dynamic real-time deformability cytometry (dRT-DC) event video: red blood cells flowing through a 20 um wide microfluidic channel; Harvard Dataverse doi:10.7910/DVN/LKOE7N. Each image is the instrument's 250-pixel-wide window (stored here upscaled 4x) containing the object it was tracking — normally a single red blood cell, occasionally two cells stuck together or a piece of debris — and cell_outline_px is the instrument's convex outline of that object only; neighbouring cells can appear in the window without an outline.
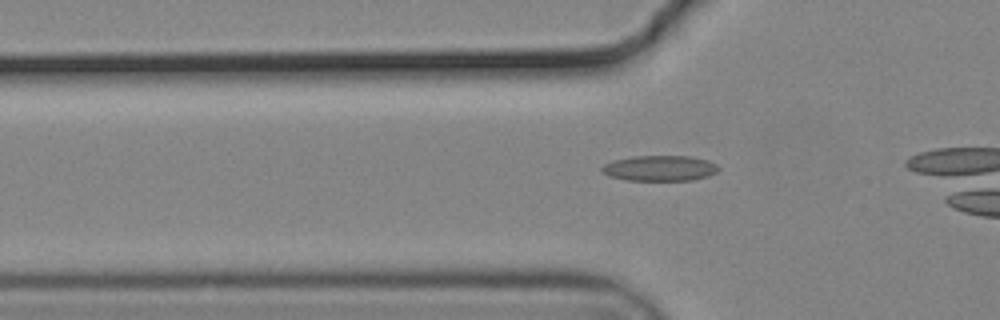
{"species": "common noctule bat (a hibernating species)", "species_latin": "Nyctalus noctula", "temperature_condition": "cold", "stored_images_in_passage": 32, "camera_frame_rate_fps": 3000, "um_per_image_px": 0.085, "animal": {"sex": "male", "body_mass_g": 19.2, "forearm_length_mm": 51.8}, "frame": {"image": 1, "passage_image": 13, "time_ms": 4.0, "image_size_px": [1000, 320], "cell_outline_px": [[720, 168], [716, 172], [708, 176], [692, 180], [624, 180], [608, 176], [600, 168], [604, 164], [612, 160], [632, 156], [692, 156], [708, 160], [716, 164]], "centroid_in_image_um": [56.07, 14.29], "position_along_channel_um": 69.7, "area_um2": 17.46}}
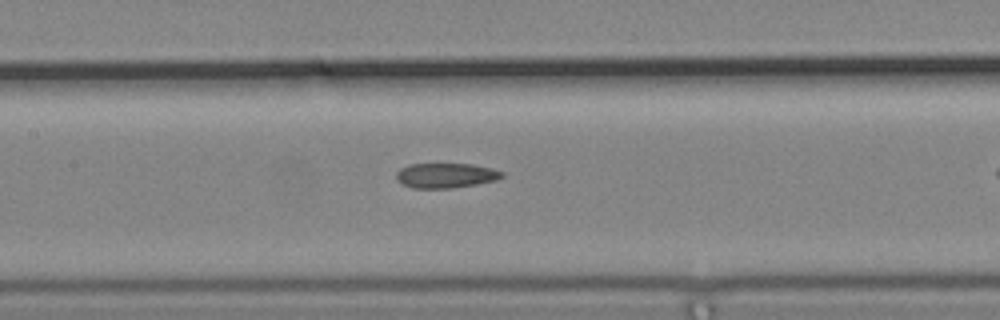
{"frame": {"image": 2, "passage_image": 21, "time_ms": 6.667, "image_size_px": [1000, 320], "cell_outline_px": [[504, 176], [496, 180], [476, 184], [452, 188], [412, 188], [396, 180], [396, 172], [400, 168], [408, 164], [472, 164], [492, 168], [504, 172]], "centroid_in_image_um": [37.89, 14.91], "position_along_channel_um": 169.5, "area_um2": 15.37}}
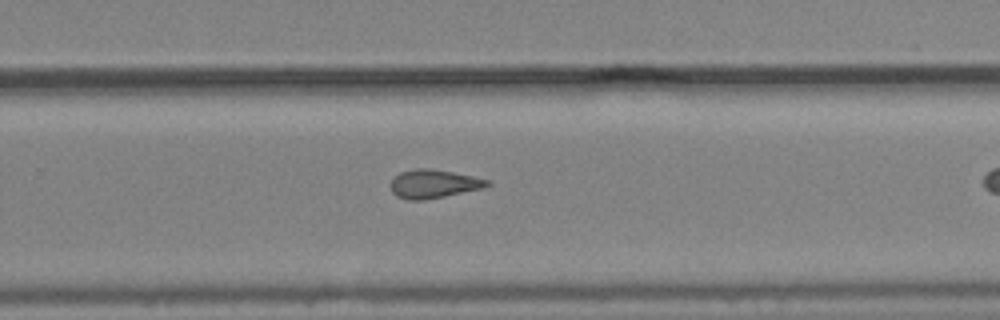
{"frame": {"image": 3, "passage_image": 31, "time_ms": 10.0, "image_size_px": [1000, 320], "cell_outline_px": [[492, 184], [484, 188], [424, 200], [408, 200], [396, 196], [392, 192], [392, 180], [400, 172], [416, 168], [428, 168], [452, 172], [472, 176], [488, 180]], "centroid_in_image_um": [36.86, 15.63], "position_along_channel_um": 292.9, "area_um2": 15.9}}